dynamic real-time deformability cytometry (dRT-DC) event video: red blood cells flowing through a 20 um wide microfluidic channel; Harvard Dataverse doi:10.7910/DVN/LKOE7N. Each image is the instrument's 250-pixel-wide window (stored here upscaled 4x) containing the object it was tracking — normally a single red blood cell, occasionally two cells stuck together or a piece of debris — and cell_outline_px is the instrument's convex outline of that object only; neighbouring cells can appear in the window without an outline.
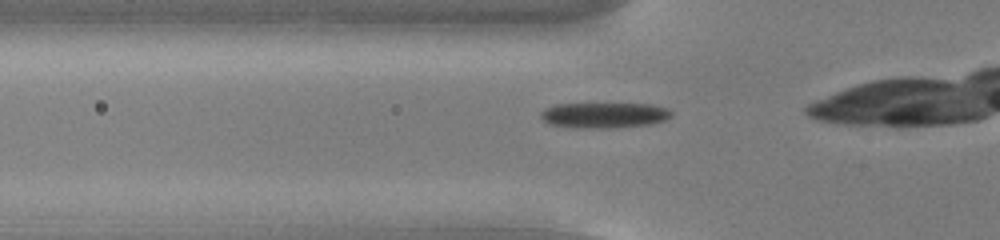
{"species": "common noctule bat (a hibernating species)", "species_latin": "Nyctalus noctula", "temperature_condition": "cold", "stored_images_in_passage": 37, "camera_frame_rate_fps": 3000, "um_per_image_px": 0.085, "animal": {"sex": "male", "body_mass_g": 13.0, "forearm_length_mm": 53.1}, "frame": {"image": 1, "passage_image": 12, "time_ms": 3.667, "image_size_px": [1000, 240], "cell_outline_px": [[672, 116], [664, 120], [652, 124], [616, 128], [580, 128], [552, 124], [544, 120], [540, 116], [540, 112], [544, 108], [556, 104], [652, 104], [668, 108], [672, 112]], "centroid_in_image_um": [51.39, 9.79], "position_along_channel_um": 74.4, "area_um2": 19.48}}
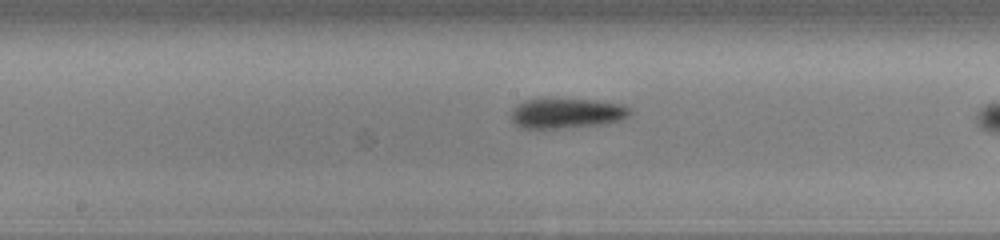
{"frame": {"image": 2, "passage_image": 22, "time_ms": 7.0, "image_size_px": [1000, 240], "cell_outline_px": [[632, 112], [628, 116], [620, 120], [604, 124], [560, 128], [520, 128], [512, 120], [512, 108], [524, 100], [544, 96], [596, 100], [620, 104], [628, 108]], "centroid_in_image_um": [48.12, 9.58], "position_along_channel_um": 200.1, "area_um2": 21.44}}
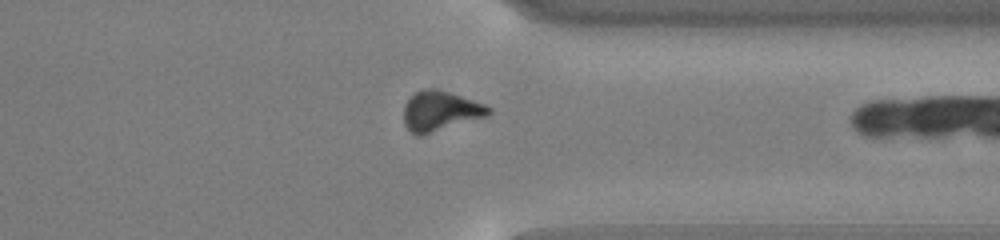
{"frame": {"image": 3, "passage_image": 36, "time_ms": 11.667, "image_size_px": [1000, 240], "cell_outline_px": [[492, 112], [488, 116], [420, 136], [416, 136], [404, 124], [404, 104], [416, 92], [424, 88], [432, 88], [448, 92], [484, 104], [492, 108]], "centroid_in_image_um": [37.43, 9.45], "position_along_channel_um": 374.0, "area_um2": 19.59}}